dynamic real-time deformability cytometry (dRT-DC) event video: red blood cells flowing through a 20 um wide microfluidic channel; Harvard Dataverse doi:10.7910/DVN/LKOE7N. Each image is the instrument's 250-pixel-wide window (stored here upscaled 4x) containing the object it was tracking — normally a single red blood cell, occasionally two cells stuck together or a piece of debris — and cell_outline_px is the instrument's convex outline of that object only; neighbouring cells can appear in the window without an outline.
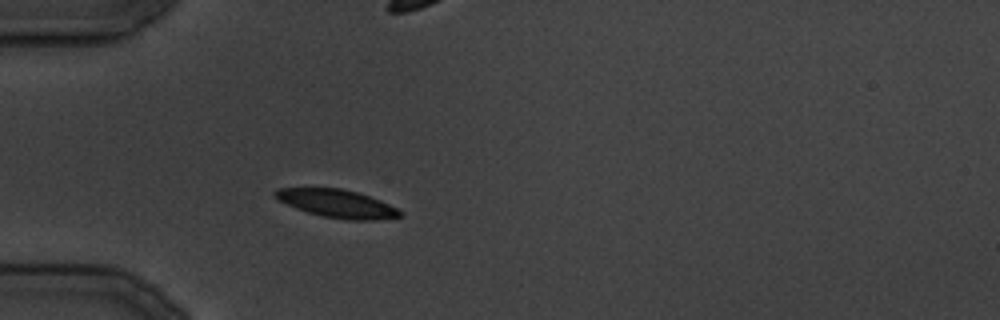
{"species": "common noctule bat (a hibernating species)", "species_latin": "Nyctalus noctula", "temperature_condition": "cold", "stored_images_in_passage": 11, "camera_frame_rate_fps": 3000, "um_per_image_px": 0.085, "animal": {"sex": "male", "body_mass_g": 19.5, "forearm_length_mm": 54.6}, "frame": {"image": 1, "passage_image": 7, "time_ms": 7.667, "image_size_px": [1000, 320], "cell_outline_px": [[404, 216], [380, 220], [348, 220], [324, 216], [308, 212], [296, 208], [276, 200], [272, 196], [272, 192], [276, 188], [340, 188], [356, 192], [380, 200], [404, 212]], "centroid_in_image_um": [28.63, 17.3], "position_along_channel_um": 56.4, "area_um2": 20.52}}